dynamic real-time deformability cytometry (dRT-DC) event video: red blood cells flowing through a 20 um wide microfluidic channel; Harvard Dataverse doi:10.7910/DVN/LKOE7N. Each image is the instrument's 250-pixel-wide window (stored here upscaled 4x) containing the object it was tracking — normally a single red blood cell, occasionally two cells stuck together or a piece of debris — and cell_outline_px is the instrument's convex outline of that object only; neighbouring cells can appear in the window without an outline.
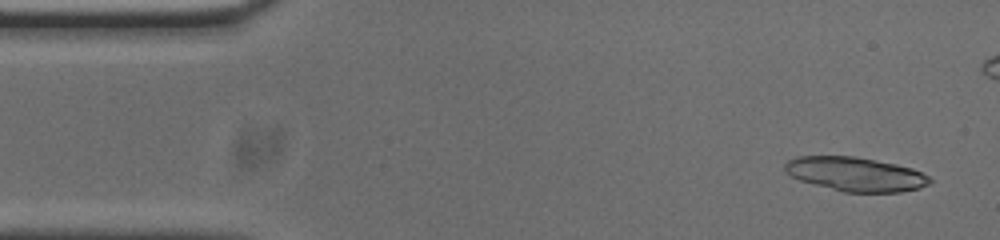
{"species": "common noctule bat (a hibernating species)", "species_latin": "Nyctalus noctula", "temperature_condition": "cold", "stored_images_in_passage": 52, "camera_frame_rate_fps": 3000, "um_per_image_px": 0.085, "animal": {"sex": "male", "body_mass_g": 20.0, "forearm_length_mm": 53.3}, "frame": {"image": 1, "passage_image": 2, "time_ms": 0.333, "image_size_px": [1000, 240], "cell_outline_px": [[932, 184], [920, 188], [900, 192], [840, 192], [800, 180], [784, 172], [784, 164], [788, 160], [796, 156], [852, 156], [896, 164], [912, 168], [928, 176], [932, 180]], "centroid_in_image_um": [72.71, 14.81], "position_along_channel_um": 12.3, "area_um2": 28.9}}
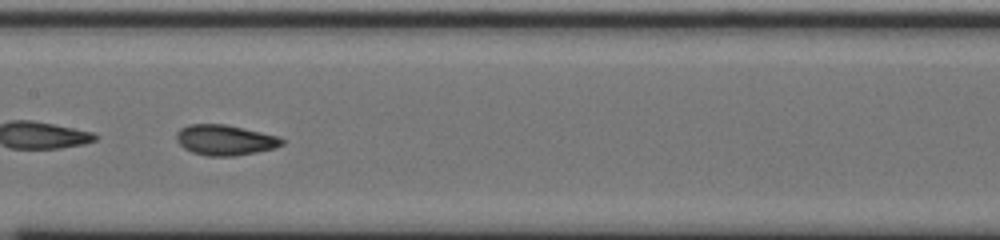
{"frame": {"image": 2, "passage_image": 24, "time_ms": 7.667, "image_size_px": [1000, 240], "cell_outline_px": [[284, 144], [276, 148], [236, 156], [208, 156], [192, 152], [184, 148], [176, 140], [176, 132], [180, 128], [188, 124], [224, 124], [280, 136], [284, 140]], "centroid_in_image_um": [19.13, 11.9], "position_along_channel_um": 188.3, "area_um2": 18.84}}
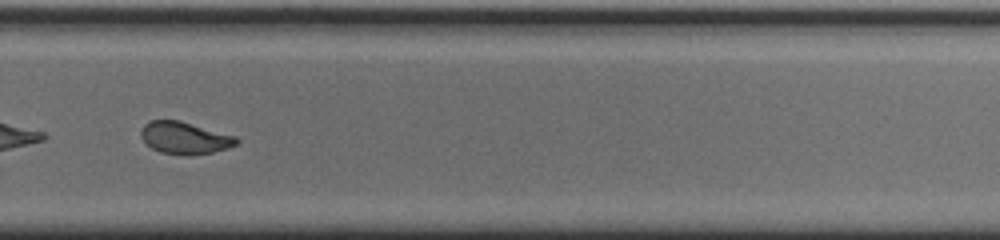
{"frame": {"image": 3, "passage_image": 34, "time_ms": 11.0, "image_size_px": [1000, 240], "cell_outline_px": [[240, 140], [236, 144], [228, 148], [212, 152], [188, 156], [160, 152], [152, 148], [140, 136], [140, 128], [148, 120], [180, 120], [236, 136]], "centroid_in_image_um": [15.69, 11.71], "position_along_channel_um": 314.1, "area_um2": 18.03}, "authors_computed_cell_mechanics": {"area_um2": 19.2763, "velocity_mm_per_s": 3.7842, "shape_relaxation_time_tau1_ms": 6.8065, "shape_relaxation_time_tau2_ms": 1.6306, "deformation_change_tau1": 0.1559, "deformation_change_tau2": 0.0691}}